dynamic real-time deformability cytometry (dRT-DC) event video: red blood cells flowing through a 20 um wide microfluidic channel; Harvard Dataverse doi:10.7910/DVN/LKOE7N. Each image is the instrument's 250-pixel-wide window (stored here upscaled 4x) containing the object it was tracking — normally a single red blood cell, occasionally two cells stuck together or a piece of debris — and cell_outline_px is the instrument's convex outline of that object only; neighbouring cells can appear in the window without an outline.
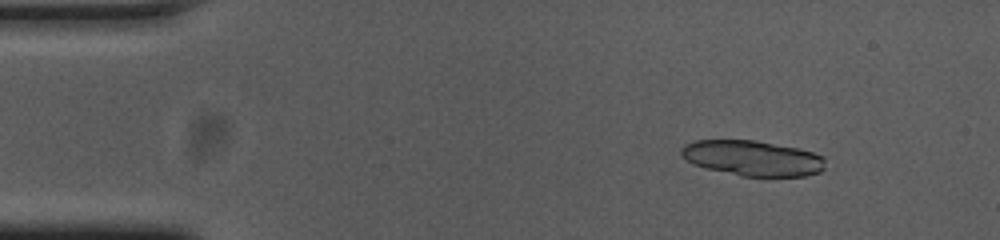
{"species": "common noctule bat (a hibernating species)", "species_latin": "Nyctalus noctula", "temperature_condition": "cold", "stored_images_in_passage": 20, "camera_frame_rate_fps": 3000, "um_per_image_px": 0.085, "animal": {"sex": "female", "body_mass_g": 23.0, "forearm_length_mm": 53.4}, "frame": {"image": 1, "passage_image": 6, "time_ms": 1.667, "image_size_px": [1000, 240], "cell_outline_px": [[824, 168], [820, 172], [804, 176], [740, 176], [704, 168], [688, 160], [680, 152], [680, 148], [684, 144], [696, 140], [756, 140], [796, 148], [812, 152], [824, 156]], "centroid_in_image_um": [63.96, 13.44], "position_along_channel_um": 21.0, "area_um2": 29.59}}